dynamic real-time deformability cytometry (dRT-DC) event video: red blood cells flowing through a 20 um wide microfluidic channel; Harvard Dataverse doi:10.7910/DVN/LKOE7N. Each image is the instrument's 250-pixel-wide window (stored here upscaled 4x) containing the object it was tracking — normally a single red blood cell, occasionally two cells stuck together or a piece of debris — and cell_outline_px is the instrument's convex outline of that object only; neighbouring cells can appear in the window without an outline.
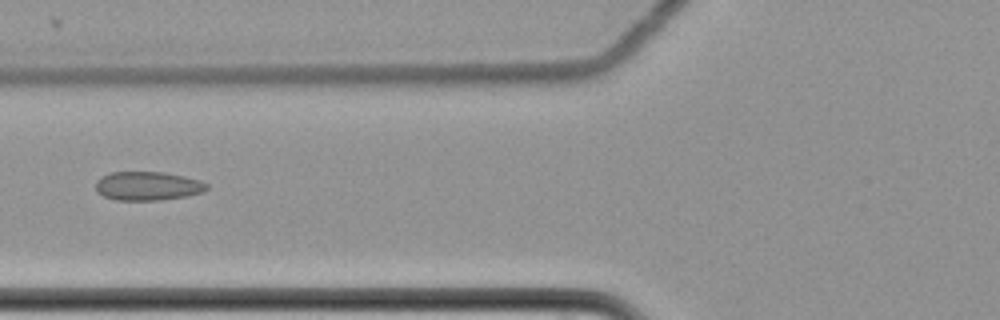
{"species": "common noctule bat (a hibernating species)", "species_latin": "Nyctalus noctula", "temperature_condition": "cold", "stored_images_in_passage": 7, "camera_frame_rate_fps": 3000, "um_per_image_px": 0.085, "animal": {"sex": "female", "body_mass_g": 22.7, "forearm_length_mm": 54.2}, "frame": {"image": 1, "passage_image": 7, "time_ms": 2.0, "image_size_px": [1000, 320], "cell_outline_px": [[208, 188], [204, 192], [188, 196], [160, 200], [116, 200], [104, 196], [96, 192], [96, 180], [100, 176], [112, 172], [164, 172], [184, 176], [200, 180], [208, 184]], "centroid_in_image_um": [12.56, 15.81], "position_along_channel_um": 113.2, "area_um2": 18.84}}